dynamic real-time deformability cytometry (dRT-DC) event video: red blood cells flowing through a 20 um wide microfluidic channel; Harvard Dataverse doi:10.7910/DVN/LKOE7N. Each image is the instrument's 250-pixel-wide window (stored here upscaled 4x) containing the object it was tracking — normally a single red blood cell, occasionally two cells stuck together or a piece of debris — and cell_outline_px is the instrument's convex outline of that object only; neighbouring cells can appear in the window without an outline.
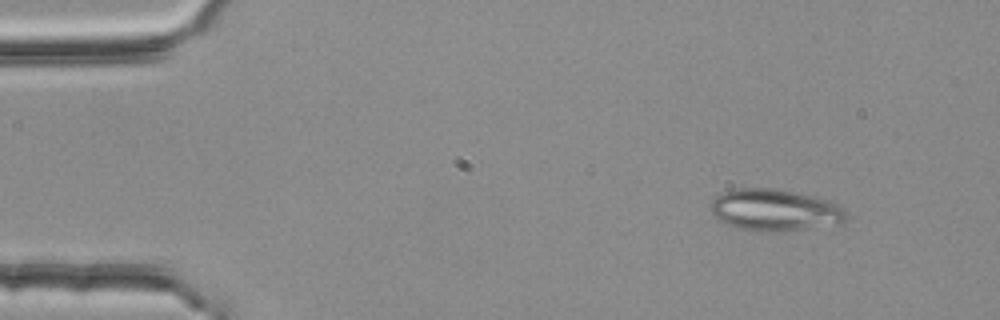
{"species": "common noctule bat (a hibernating species)", "species_latin": "Nyctalus noctula", "temperature_condition": "room temperature", "stored_images_in_passage": 53, "camera_frame_rate_fps": 3000, "um_per_image_px": 0.085, "animal": {"sex": "female", "body_mass_g": 25.1}, "frame": {"image": 1, "passage_image": 5, "time_ms": 1.333, "image_size_px": [1000, 320], "cell_outline_px": [[848, 216], [840, 224], [772, 232], [740, 228], [716, 220], [712, 216], [708, 208], [708, 204], [716, 196], [732, 188], [768, 188], [812, 196], [832, 200], [844, 208], [848, 212]], "centroid_in_image_um": [65.83, 17.85], "position_along_channel_um": 19.2, "area_um2": 33.12}}
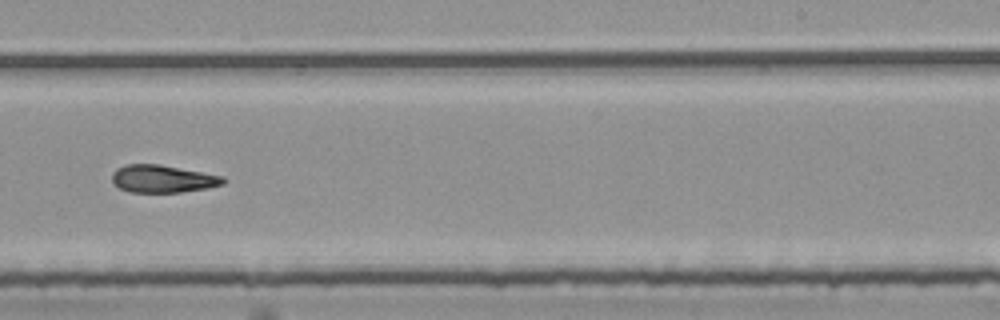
{"frame": {"image": 2, "passage_image": 33, "time_ms": 10.667, "image_size_px": [1000, 320], "cell_outline_px": [[224, 184], [208, 188], [180, 192], [128, 192], [112, 184], [112, 172], [116, 168], [128, 164], [160, 164], [224, 176]], "centroid_in_image_um": [13.8, 15.2], "position_along_channel_um": 275.2, "area_um2": 17.98}}
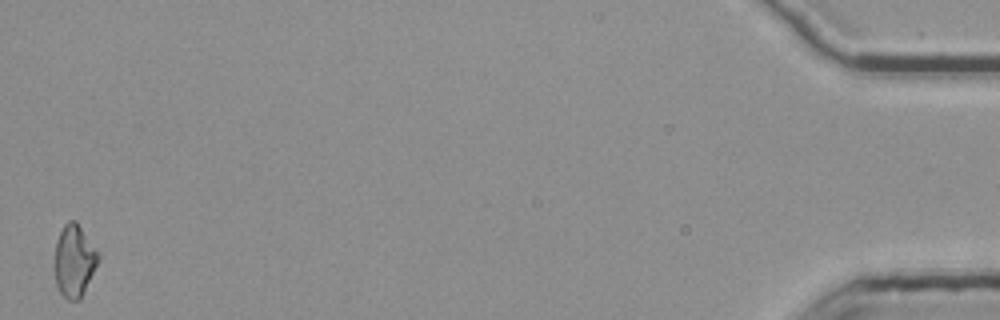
{"frame": {"image": 3, "passage_image": 53, "time_ms": 17.333, "image_size_px": [1000, 320], "cell_outline_px": [[100, 260], [80, 300], [68, 300], [60, 292], [56, 284], [52, 268], [56, 240], [64, 224], [68, 220], [76, 220], [100, 252]], "centroid_in_image_um": [6.3, 22.15], "position_along_channel_um": 428.9, "area_um2": 19.07}}